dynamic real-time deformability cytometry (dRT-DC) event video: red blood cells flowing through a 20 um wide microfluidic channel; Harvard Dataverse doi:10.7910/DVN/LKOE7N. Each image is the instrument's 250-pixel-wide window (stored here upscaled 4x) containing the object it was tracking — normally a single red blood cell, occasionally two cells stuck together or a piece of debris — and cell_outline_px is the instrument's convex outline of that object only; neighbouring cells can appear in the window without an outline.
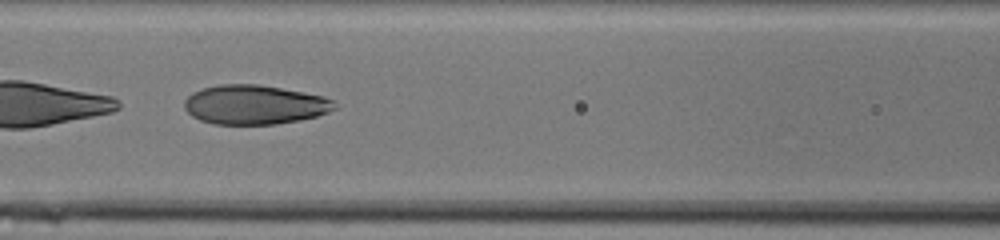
{"species": "human", "species_latin": "Homo sapiens", "temperature_condition": "cold", "stored_images_in_passage": 51, "camera_frame_rate_fps": 3000, "um_per_image_px": 0.085, "donor": {"sex": "male"}, "frame": {"image": 1, "passage_image": 24, "time_ms": 7.667, "image_size_px": [1000, 240], "cell_outline_px": [[336, 108], [328, 112], [316, 116], [300, 120], [276, 124], [212, 124], [200, 120], [192, 116], [184, 108], [184, 100], [192, 92], [204, 88], [220, 84], [260, 84], [324, 96], [332, 100]], "centroid_in_image_um": [21.61, 8.9], "position_along_channel_um": 145.0, "area_um2": 34.39}}
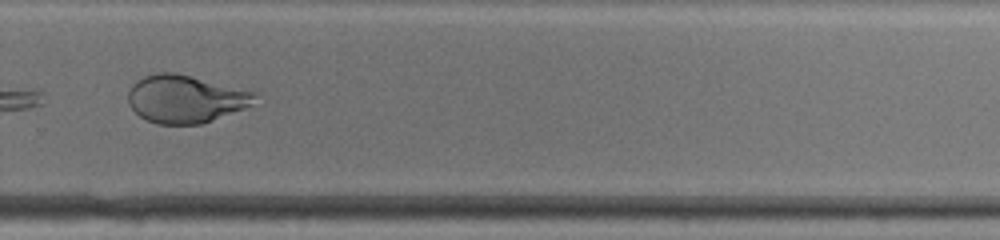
{"frame": {"image": 2, "passage_image": 37, "time_ms": 12.0, "image_size_px": [1000, 240], "cell_outline_px": [[264, 104], [200, 124], [156, 124], [140, 116], [128, 104], [128, 92], [132, 84], [144, 76], [156, 72], [176, 72], [260, 92]], "centroid_in_image_um": [15.95, 8.4], "position_along_channel_um": 313.8, "area_um2": 36.65}}